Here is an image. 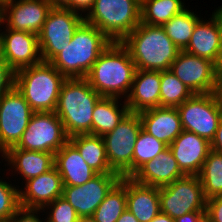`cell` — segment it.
<instances>
[{
  "mask_svg": "<svg viewBox=\"0 0 222 222\" xmlns=\"http://www.w3.org/2000/svg\"><path fill=\"white\" fill-rule=\"evenodd\" d=\"M135 63L121 42L111 44L99 55L85 79L102 97L127 98L132 87ZM124 95V96H123Z\"/></svg>",
  "mask_w": 222,
  "mask_h": 222,
  "instance_id": "obj_1",
  "label": "cell"
},
{
  "mask_svg": "<svg viewBox=\"0 0 222 222\" xmlns=\"http://www.w3.org/2000/svg\"><path fill=\"white\" fill-rule=\"evenodd\" d=\"M111 42L96 26L84 20L70 43H66L50 63L66 79L85 78L99 55Z\"/></svg>",
  "mask_w": 222,
  "mask_h": 222,
  "instance_id": "obj_2",
  "label": "cell"
},
{
  "mask_svg": "<svg viewBox=\"0 0 222 222\" xmlns=\"http://www.w3.org/2000/svg\"><path fill=\"white\" fill-rule=\"evenodd\" d=\"M121 43L129 51L136 69L170 70L180 50L162 26L140 24Z\"/></svg>",
  "mask_w": 222,
  "mask_h": 222,
  "instance_id": "obj_3",
  "label": "cell"
},
{
  "mask_svg": "<svg viewBox=\"0 0 222 222\" xmlns=\"http://www.w3.org/2000/svg\"><path fill=\"white\" fill-rule=\"evenodd\" d=\"M101 97L85 78L64 81L55 113L69 138L79 134H92L93 111Z\"/></svg>",
  "mask_w": 222,
  "mask_h": 222,
  "instance_id": "obj_4",
  "label": "cell"
},
{
  "mask_svg": "<svg viewBox=\"0 0 222 222\" xmlns=\"http://www.w3.org/2000/svg\"><path fill=\"white\" fill-rule=\"evenodd\" d=\"M66 78L50 63L22 68L15 72L14 86L34 112H55L61 86Z\"/></svg>",
  "mask_w": 222,
  "mask_h": 222,
  "instance_id": "obj_5",
  "label": "cell"
},
{
  "mask_svg": "<svg viewBox=\"0 0 222 222\" xmlns=\"http://www.w3.org/2000/svg\"><path fill=\"white\" fill-rule=\"evenodd\" d=\"M86 14V22L111 41L121 42L141 22V0H95Z\"/></svg>",
  "mask_w": 222,
  "mask_h": 222,
  "instance_id": "obj_6",
  "label": "cell"
},
{
  "mask_svg": "<svg viewBox=\"0 0 222 222\" xmlns=\"http://www.w3.org/2000/svg\"><path fill=\"white\" fill-rule=\"evenodd\" d=\"M141 129L139 114L129 112L112 131L103 136L110 169L121 177L133 175L134 146Z\"/></svg>",
  "mask_w": 222,
  "mask_h": 222,
  "instance_id": "obj_7",
  "label": "cell"
},
{
  "mask_svg": "<svg viewBox=\"0 0 222 222\" xmlns=\"http://www.w3.org/2000/svg\"><path fill=\"white\" fill-rule=\"evenodd\" d=\"M161 213L174 220L189 212L206 211L207 199L198 175H185L159 188Z\"/></svg>",
  "mask_w": 222,
  "mask_h": 222,
  "instance_id": "obj_8",
  "label": "cell"
},
{
  "mask_svg": "<svg viewBox=\"0 0 222 222\" xmlns=\"http://www.w3.org/2000/svg\"><path fill=\"white\" fill-rule=\"evenodd\" d=\"M84 16L69 8L52 7L38 34L39 48L43 62H50L70 43Z\"/></svg>",
  "mask_w": 222,
  "mask_h": 222,
  "instance_id": "obj_9",
  "label": "cell"
},
{
  "mask_svg": "<svg viewBox=\"0 0 222 222\" xmlns=\"http://www.w3.org/2000/svg\"><path fill=\"white\" fill-rule=\"evenodd\" d=\"M68 141L63 123L55 112H34L15 147L55 154Z\"/></svg>",
  "mask_w": 222,
  "mask_h": 222,
  "instance_id": "obj_10",
  "label": "cell"
},
{
  "mask_svg": "<svg viewBox=\"0 0 222 222\" xmlns=\"http://www.w3.org/2000/svg\"><path fill=\"white\" fill-rule=\"evenodd\" d=\"M177 109L183 130L212 141L222 119V109L214 93L193 94Z\"/></svg>",
  "mask_w": 222,
  "mask_h": 222,
  "instance_id": "obj_11",
  "label": "cell"
},
{
  "mask_svg": "<svg viewBox=\"0 0 222 222\" xmlns=\"http://www.w3.org/2000/svg\"><path fill=\"white\" fill-rule=\"evenodd\" d=\"M33 113L15 86L0 97V153L19 143Z\"/></svg>",
  "mask_w": 222,
  "mask_h": 222,
  "instance_id": "obj_12",
  "label": "cell"
},
{
  "mask_svg": "<svg viewBox=\"0 0 222 222\" xmlns=\"http://www.w3.org/2000/svg\"><path fill=\"white\" fill-rule=\"evenodd\" d=\"M170 71L193 94L213 93L216 84V64L208 59L180 50Z\"/></svg>",
  "mask_w": 222,
  "mask_h": 222,
  "instance_id": "obj_13",
  "label": "cell"
},
{
  "mask_svg": "<svg viewBox=\"0 0 222 222\" xmlns=\"http://www.w3.org/2000/svg\"><path fill=\"white\" fill-rule=\"evenodd\" d=\"M119 174H97L80 186H63L62 197L79 217L92 216L111 189L121 180Z\"/></svg>",
  "mask_w": 222,
  "mask_h": 222,
  "instance_id": "obj_14",
  "label": "cell"
},
{
  "mask_svg": "<svg viewBox=\"0 0 222 222\" xmlns=\"http://www.w3.org/2000/svg\"><path fill=\"white\" fill-rule=\"evenodd\" d=\"M52 8L48 0H10L1 7V22L15 31L39 34Z\"/></svg>",
  "mask_w": 222,
  "mask_h": 222,
  "instance_id": "obj_15",
  "label": "cell"
},
{
  "mask_svg": "<svg viewBox=\"0 0 222 222\" xmlns=\"http://www.w3.org/2000/svg\"><path fill=\"white\" fill-rule=\"evenodd\" d=\"M5 30L0 31L2 58L14 72L42 62L37 34L7 27Z\"/></svg>",
  "mask_w": 222,
  "mask_h": 222,
  "instance_id": "obj_16",
  "label": "cell"
},
{
  "mask_svg": "<svg viewBox=\"0 0 222 222\" xmlns=\"http://www.w3.org/2000/svg\"><path fill=\"white\" fill-rule=\"evenodd\" d=\"M25 189H20V206L27 209L42 210L47 204L62 196L61 175L54 166L37 177L25 181ZM25 190V191H24Z\"/></svg>",
  "mask_w": 222,
  "mask_h": 222,
  "instance_id": "obj_17",
  "label": "cell"
},
{
  "mask_svg": "<svg viewBox=\"0 0 222 222\" xmlns=\"http://www.w3.org/2000/svg\"><path fill=\"white\" fill-rule=\"evenodd\" d=\"M169 148L185 175H199L211 150L207 139L186 130L180 133Z\"/></svg>",
  "mask_w": 222,
  "mask_h": 222,
  "instance_id": "obj_18",
  "label": "cell"
},
{
  "mask_svg": "<svg viewBox=\"0 0 222 222\" xmlns=\"http://www.w3.org/2000/svg\"><path fill=\"white\" fill-rule=\"evenodd\" d=\"M183 176L185 174L180 170L178 162L168 147L156 158L142 165L130 178L143 185L161 188Z\"/></svg>",
  "mask_w": 222,
  "mask_h": 222,
  "instance_id": "obj_19",
  "label": "cell"
},
{
  "mask_svg": "<svg viewBox=\"0 0 222 222\" xmlns=\"http://www.w3.org/2000/svg\"><path fill=\"white\" fill-rule=\"evenodd\" d=\"M161 71L136 69L132 87L125 99L129 112L160 107Z\"/></svg>",
  "mask_w": 222,
  "mask_h": 222,
  "instance_id": "obj_20",
  "label": "cell"
},
{
  "mask_svg": "<svg viewBox=\"0 0 222 222\" xmlns=\"http://www.w3.org/2000/svg\"><path fill=\"white\" fill-rule=\"evenodd\" d=\"M142 129L168 146L183 131L177 108L155 107L138 113Z\"/></svg>",
  "mask_w": 222,
  "mask_h": 222,
  "instance_id": "obj_21",
  "label": "cell"
},
{
  "mask_svg": "<svg viewBox=\"0 0 222 222\" xmlns=\"http://www.w3.org/2000/svg\"><path fill=\"white\" fill-rule=\"evenodd\" d=\"M209 20H198L184 51L216 64L222 46V28L215 13Z\"/></svg>",
  "mask_w": 222,
  "mask_h": 222,
  "instance_id": "obj_22",
  "label": "cell"
},
{
  "mask_svg": "<svg viewBox=\"0 0 222 222\" xmlns=\"http://www.w3.org/2000/svg\"><path fill=\"white\" fill-rule=\"evenodd\" d=\"M54 166L61 175L63 186L83 185L98 174L70 141L55 153Z\"/></svg>",
  "mask_w": 222,
  "mask_h": 222,
  "instance_id": "obj_23",
  "label": "cell"
},
{
  "mask_svg": "<svg viewBox=\"0 0 222 222\" xmlns=\"http://www.w3.org/2000/svg\"><path fill=\"white\" fill-rule=\"evenodd\" d=\"M127 209L139 222H151L160 210L159 188L126 177Z\"/></svg>",
  "mask_w": 222,
  "mask_h": 222,
  "instance_id": "obj_24",
  "label": "cell"
},
{
  "mask_svg": "<svg viewBox=\"0 0 222 222\" xmlns=\"http://www.w3.org/2000/svg\"><path fill=\"white\" fill-rule=\"evenodd\" d=\"M15 172L27 181L52 169L55 165V154L42 151L23 150L15 146L1 155Z\"/></svg>",
  "mask_w": 222,
  "mask_h": 222,
  "instance_id": "obj_25",
  "label": "cell"
},
{
  "mask_svg": "<svg viewBox=\"0 0 222 222\" xmlns=\"http://www.w3.org/2000/svg\"><path fill=\"white\" fill-rule=\"evenodd\" d=\"M69 141L77 148L84 161L98 174H117L110 169L102 136L79 134Z\"/></svg>",
  "mask_w": 222,
  "mask_h": 222,
  "instance_id": "obj_26",
  "label": "cell"
},
{
  "mask_svg": "<svg viewBox=\"0 0 222 222\" xmlns=\"http://www.w3.org/2000/svg\"><path fill=\"white\" fill-rule=\"evenodd\" d=\"M118 100L115 97H101L98 100L93 111L92 135L103 137L112 131L129 113L126 101H124V105H119Z\"/></svg>",
  "mask_w": 222,
  "mask_h": 222,
  "instance_id": "obj_27",
  "label": "cell"
},
{
  "mask_svg": "<svg viewBox=\"0 0 222 222\" xmlns=\"http://www.w3.org/2000/svg\"><path fill=\"white\" fill-rule=\"evenodd\" d=\"M184 9L181 0H141V23L162 26Z\"/></svg>",
  "mask_w": 222,
  "mask_h": 222,
  "instance_id": "obj_28",
  "label": "cell"
},
{
  "mask_svg": "<svg viewBox=\"0 0 222 222\" xmlns=\"http://www.w3.org/2000/svg\"><path fill=\"white\" fill-rule=\"evenodd\" d=\"M126 209V177H122L91 217L96 222H116Z\"/></svg>",
  "mask_w": 222,
  "mask_h": 222,
  "instance_id": "obj_29",
  "label": "cell"
},
{
  "mask_svg": "<svg viewBox=\"0 0 222 222\" xmlns=\"http://www.w3.org/2000/svg\"><path fill=\"white\" fill-rule=\"evenodd\" d=\"M199 19L194 12L186 8L168 22H165L162 27L178 49L184 50L190 41L195 25Z\"/></svg>",
  "mask_w": 222,
  "mask_h": 222,
  "instance_id": "obj_30",
  "label": "cell"
},
{
  "mask_svg": "<svg viewBox=\"0 0 222 222\" xmlns=\"http://www.w3.org/2000/svg\"><path fill=\"white\" fill-rule=\"evenodd\" d=\"M198 176L206 199L222 196V154L211 149Z\"/></svg>",
  "mask_w": 222,
  "mask_h": 222,
  "instance_id": "obj_31",
  "label": "cell"
},
{
  "mask_svg": "<svg viewBox=\"0 0 222 222\" xmlns=\"http://www.w3.org/2000/svg\"><path fill=\"white\" fill-rule=\"evenodd\" d=\"M193 93L170 70L161 71L160 107L177 108Z\"/></svg>",
  "mask_w": 222,
  "mask_h": 222,
  "instance_id": "obj_32",
  "label": "cell"
},
{
  "mask_svg": "<svg viewBox=\"0 0 222 222\" xmlns=\"http://www.w3.org/2000/svg\"><path fill=\"white\" fill-rule=\"evenodd\" d=\"M168 147L167 144L157 140L154 136L141 129L134 146L133 174L142 165L156 158L159 153Z\"/></svg>",
  "mask_w": 222,
  "mask_h": 222,
  "instance_id": "obj_33",
  "label": "cell"
},
{
  "mask_svg": "<svg viewBox=\"0 0 222 222\" xmlns=\"http://www.w3.org/2000/svg\"><path fill=\"white\" fill-rule=\"evenodd\" d=\"M20 189L0 179V222H9L20 206Z\"/></svg>",
  "mask_w": 222,
  "mask_h": 222,
  "instance_id": "obj_34",
  "label": "cell"
},
{
  "mask_svg": "<svg viewBox=\"0 0 222 222\" xmlns=\"http://www.w3.org/2000/svg\"><path fill=\"white\" fill-rule=\"evenodd\" d=\"M46 208H50L51 211L46 218L47 222H77L79 218L75 209L62 196L47 204L42 210Z\"/></svg>",
  "mask_w": 222,
  "mask_h": 222,
  "instance_id": "obj_35",
  "label": "cell"
},
{
  "mask_svg": "<svg viewBox=\"0 0 222 222\" xmlns=\"http://www.w3.org/2000/svg\"><path fill=\"white\" fill-rule=\"evenodd\" d=\"M15 72L9 67L7 62L0 58V97L6 94L14 86Z\"/></svg>",
  "mask_w": 222,
  "mask_h": 222,
  "instance_id": "obj_36",
  "label": "cell"
},
{
  "mask_svg": "<svg viewBox=\"0 0 222 222\" xmlns=\"http://www.w3.org/2000/svg\"><path fill=\"white\" fill-rule=\"evenodd\" d=\"M206 222H222V196L207 199Z\"/></svg>",
  "mask_w": 222,
  "mask_h": 222,
  "instance_id": "obj_37",
  "label": "cell"
},
{
  "mask_svg": "<svg viewBox=\"0 0 222 222\" xmlns=\"http://www.w3.org/2000/svg\"><path fill=\"white\" fill-rule=\"evenodd\" d=\"M38 212H41L40 209H27L20 207L9 222H43L37 216Z\"/></svg>",
  "mask_w": 222,
  "mask_h": 222,
  "instance_id": "obj_38",
  "label": "cell"
},
{
  "mask_svg": "<svg viewBox=\"0 0 222 222\" xmlns=\"http://www.w3.org/2000/svg\"><path fill=\"white\" fill-rule=\"evenodd\" d=\"M174 222H206V211L186 213L175 219Z\"/></svg>",
  "mask_w": 222,
  "mask_h": 222,
  "instance_id": "obj_39",
  "label": "cell"
},
{
  "mask_svg": "<svg viewBox=\"0 0 222 222\" xmlns=\"http://www.w3.org/2000/svg\"><path fill=\"white\" fill-rule=\"evenodd\" d=\"M211 149L222 154V119L219 122L214 138L210 142Z\"/></svg>",
  "mask_w": 222,
  "mask_h": 222,
  "instance_id": "obj_40",
  "label": "cell"
},
{
  "mask_svg": "<svg viewBox=\"0 0 222 222\" xmlns=\"http://www.w3.org/2000/svg\"><path fill=\"white\" fill-rule=\"evenodd\" d=\"M95 0H72V11L83 12L89 11L94 5Z\"/></svg>",
  "mask_w": 222,
  "mask_h": 222,
  "instance_id": "obj_41",
  "label": "cell"
},
{
  "mask_svg": "<svg viewBox=\"0 0 222 222\" xmlns=\"http://www.w3.org/2000/svg\"><path fill=\"white\" fill-rule=\"evenodd\" d=\"M214 95L217 99L219 106L222 109V73H217Z\"/></svg>",
  "mask_w": 222,
  "mask_h": 222,
  "instance_id": "obj_42",
  "label": "cell"
},
{
  "mask_svg": "<svg viewBox=\"0 0 222 222\" xmlns=\"http://www.w3.org/2000/svg\"><path fill=\"white\" fill-rule=\"evenodd\" d=\"M52 7L69 8L72 10V0H48Z\"/></svg>",
  "mask_w": 222,
  "mask_h": 222,
  "instance_id": "obj_43",
  "label": "cell"
},
{
  "mask_svg": "<svg viewBox=\"0 0 222 222\" xmlns=\"http://www.w3.org/2000/svg\"><path fill=\"white\" fill-rule=\"evenodd\" d=\"M116 222H139L134 215L126 209Z\"/></svg>",
  "mask_w": 222,
  "mask_h": 222,
  "instance_id": "obj_44",
  "label": "cell"
},
{
  "mask_svg": "<svg viewBox=\"0 0 222 222\" xmlns=\"http://www.w3.org/2000/svg\"><path fill=\"white\" fill-rule=\"evenodd\" d=\"M151 222H174V219L164 213H159Z\"/></svg>",
  "mask_w": 222,
  "mask_h": 222,
  "instance_id": "obj_45",
  "label": "cell"
},
{
  "mask_svg": "<svg viewBox=\"0 0 222 222\" xmlns=\"http://www.w3.org/2000/svg\"><path fill=\"white\" fill-rule=\"evenodd\" d=\"M216 70H217V73H222V46H221L218 61L216 63Z\"/></svg>",
  "mask_w": 222,
  "mask_h": 222,
  "instance_id": "obj_46",
  "label": "cell"
},
{
  "mask_svg": "<svg viewBox=\"0 0 222 222\" xmlns=\"http://www.w3.org/2000/svg\"><path fill=\"white\" fill-rule=\"evenodd\" d=\"M219 9H216L214 11V13L216 14L219 22H220V25H221V28H222V5L220 7H218Z\"/></svg>",
  "mask_w": 222,
  "mask_h": 222,
  "instance_id": "obj_47",
  "label": "cell"
},
{
  "mask_svg": "<svg viewBox=\"0 0 222 222\" xmlns=\"http://www.w3.org/2000/svg\"><path fill=\"white\" fill-rule=\"evenodd\" d=\"M77 222H96L91 216L79 217Z\"/></svg>",
  "mask_w": 222,
  "mask_h": 222,
  "instance_id": "obj_48",
  "label": "cell"
},
{
  "mask_svg": "<svg viewBox=\"0 0 222 222\" xmlns=\"http://www.w3.org/2000/svg\"><path fill=\"white\" fill-rule=\"evenodd\" d=\"M10 0H0V6L2 7L4 4L8 3Z\"/></svg>",
  "mask_w": 222,
  "mask_h": 222,
  "instance_id": "obj_49",
  "label": "cell"
},
{
  "mask_svg": "<svg viewBox=\"0 0 222 222\" xmlns=\"http://www.w3.org/2000/svg\"><path fill=\"white\" fill-rule=\"evenodd\" d=\"M2 57L1 37H0V58Z\"/></svg>",
  "mask_w": 222,
  "mask_h": 222,
  "instance_id": "obj_50",
  "label": "cell"
}]
</instances>
